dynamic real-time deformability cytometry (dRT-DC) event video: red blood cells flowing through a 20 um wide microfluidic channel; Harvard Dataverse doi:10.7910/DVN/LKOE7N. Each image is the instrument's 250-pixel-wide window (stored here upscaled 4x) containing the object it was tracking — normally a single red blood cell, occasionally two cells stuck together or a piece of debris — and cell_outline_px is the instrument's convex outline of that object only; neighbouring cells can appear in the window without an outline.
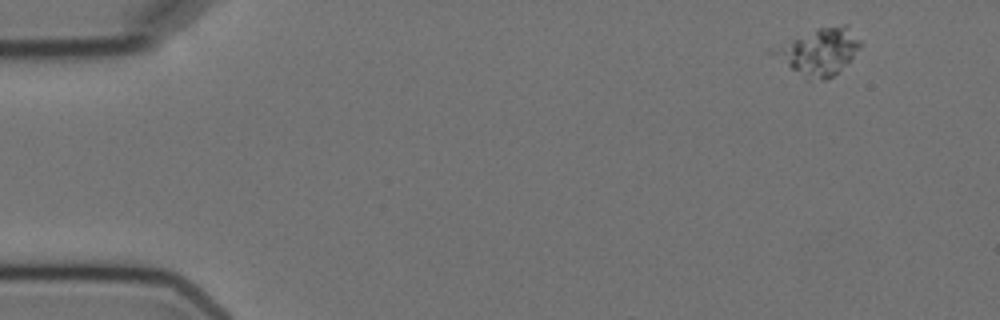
{"species": "Egyptian fruit bat (a non-hibernating species)", "species_latin": "Rousettus aegyptiacus", "temperature_condition": "cold", "stored_images_in_passage": 4, "camera_frame_rate_fps": 3000, "um_per_image_px": 0.085, "animal": {"sex": "female"}, "frame": {"image": 1, "passage_image": 1, "time_ms": 0.0, "image_size_px": [1000, 320], "cell_outline_px": [[864, 44], [832, 76], [824, 80], [808, 80], [768, 52], [768, 48], [820, 28], [844, 24], [848, 24]], "centroid_in_image_um": [69.6, 4.37], "position_along_channel_um": 15.4, "area_um2": 23.29}}